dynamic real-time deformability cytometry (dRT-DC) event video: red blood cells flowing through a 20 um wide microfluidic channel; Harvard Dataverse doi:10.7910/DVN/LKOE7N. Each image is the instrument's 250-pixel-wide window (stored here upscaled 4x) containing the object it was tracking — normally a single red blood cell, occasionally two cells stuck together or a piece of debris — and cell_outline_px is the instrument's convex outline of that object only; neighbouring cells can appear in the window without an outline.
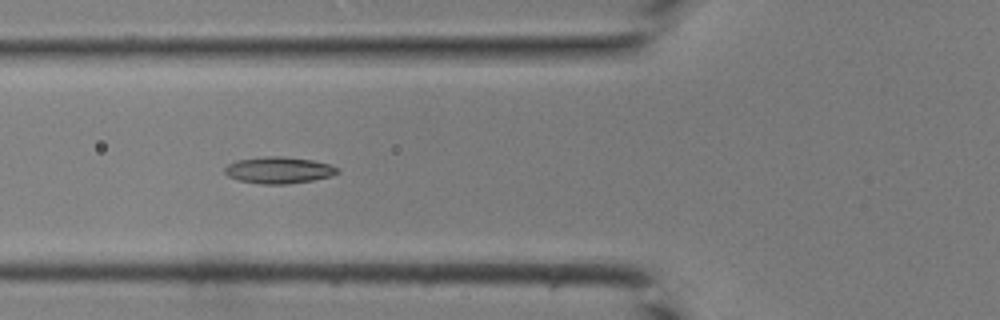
{"species": "common noctule bat (a hibernating species)", "species_latin": "Nyctalus noctula", "temperature_condition": "room temperature", "stored_images_in_passage": 42, "camera_frame_rate_fps": 3000, "um_per_image_px": 0.085, "animal": {"sex": "male", "body_mass_g": 19.0, "forearm_length_mm": 50.8}, "frame": {"image": 1, "passage_image": 16, "time_ms": 5.0, "image_size_px": [1000, 320], "cell_outline_px": [[340, 172], [332, 176], [312, 180], [284, 184], [260, 184], [240, 180], [228, 176], [224, 172], [224, 168], [228, 164], [236, 160], [264, 156], [284, 156], [312, 160], [328, 164], [340, 168]], "centroid_in_image_um": [23.7, 14.45], "position_along_channel_um": 102.1, "area_um2": 17.51}}
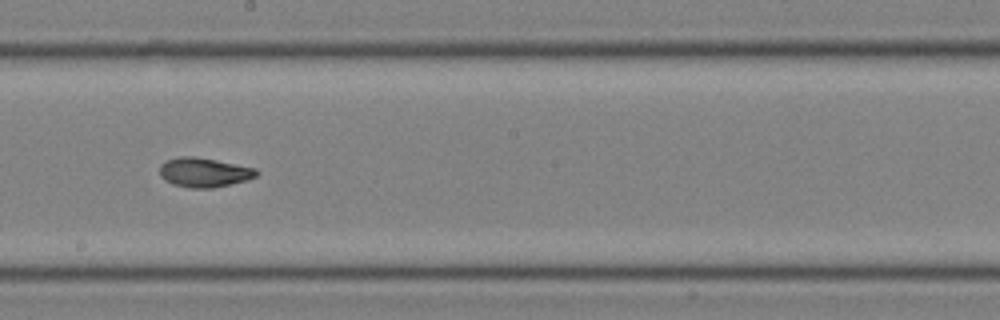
{"frame": {"image": 2, "passage_image": 24, "time_ms": 7.667, "image_size_px": [1000, 320], "cell_outline_px": [[260, 172], [256, 176], [248, 180], [212, 188], [188, 188], [172, 184], [164, 180], [160, 176], [160, 164], [164, 160], [180, 156], [192, 156], [216, 160], [256, 168]], "centroid_in_image_um": [17.32, 14.65], "position_along_channel_um": 230.9, "area_um2": 16.76}}
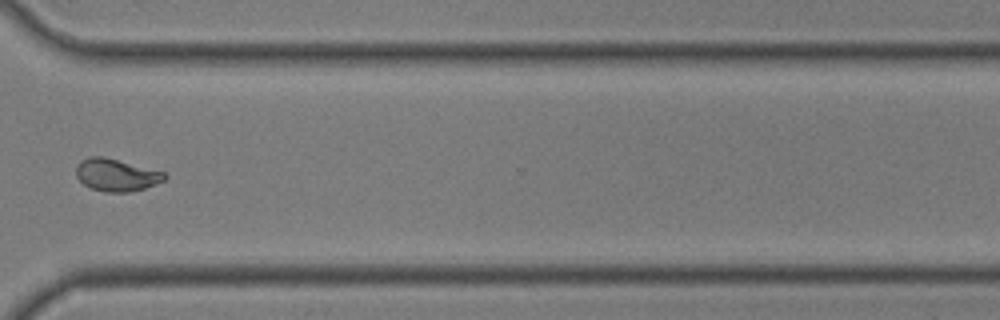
{"frame": {"image": 3, "passage_image": 32, "time_ms": 10.333, "image_size_px": [1000, 320], "cell_outline_px": [[168, 176], [164, 180], [144, 188], [128, 192], [104, 192], [92, 188], [84, 184], [76, 176], [76, 164], [80, 160], [88, 156], [104, 156], [164, 172]], "centroid_in_image_um": [9.85, 14.86], "position_along_channel_um": 360.7, "area_um2": 16.65}}